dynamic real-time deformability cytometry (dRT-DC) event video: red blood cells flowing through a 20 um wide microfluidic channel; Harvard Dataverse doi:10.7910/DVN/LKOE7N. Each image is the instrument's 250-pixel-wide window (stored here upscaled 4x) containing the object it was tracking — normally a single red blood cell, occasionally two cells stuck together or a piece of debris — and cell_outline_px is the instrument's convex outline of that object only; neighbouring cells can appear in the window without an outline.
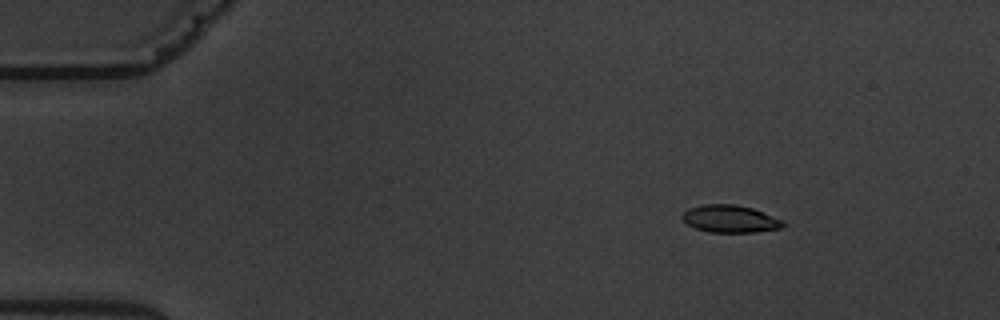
{"species": "common noctule bat (a hibernating species)", "species_latin": "Nyctalus noctula", "temperature_condition": "warm", "stored_images_in_passage": 6, "camera_frame_rate_fps": 3000, "um_per_image_px": 0.085, "animal": {"sex": "male", "body_mass_g": 19.5, "forearm_length_mm": 54.6}, "frame": {"image": 1, "passage_image": 2, "time_ms": 1.333, "image_size_px": [1000, 320], "cell_outline_px": [[784, 224], [780, 228], [752, 232], [708, 232], [696, 228], [688, 224], [680, 216], [688, 208], [704, 204], [736, 204], [752, 208], [784, 220]], "centroid_in_image_um": [62.04, 18.59], "position_along_channel_um": 23.0, "area_um2": 16.01}}
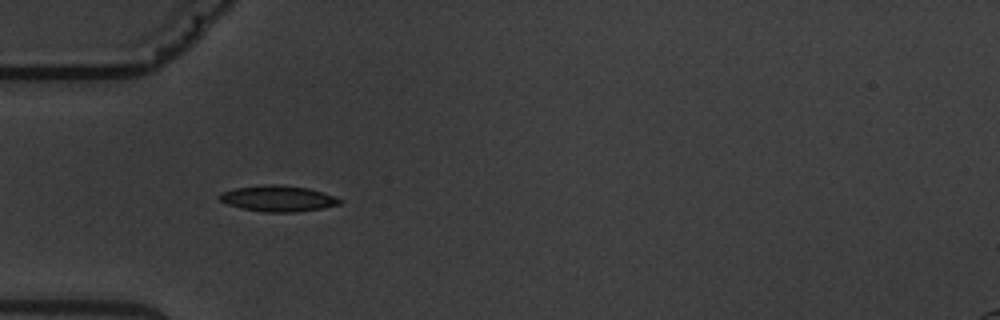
{"frame": {"image": 2, "passage_image": 5, "time_ms": 4.667, "image_size_px": [1000, 320], "cell_outline_px": [[344, 200], [340, 204], [320, 208], [296, 212], [264, 212], [240, 208], [228, 204], [220, 200], [220, 192], [236, 188], [264, 184], [280, 184], [308, 188]], "centroid_in_image_um": [23.61, 16.87], "position_along_channel_um": 61.4, "area_um2": 18.03}}
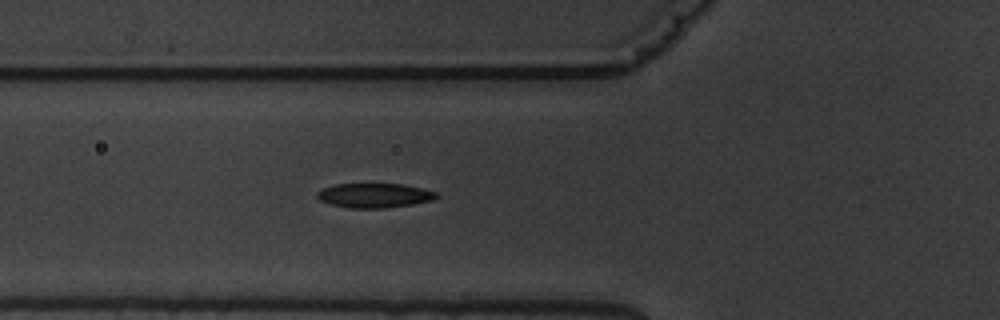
{"frame": {"image": 3, "passage_image": 6, "time_ms": 5.667, "image_size_px": [1000, 320], "cell_outline_px": [[440, 196], [432, 200], [412, 204], [384, 208], [348, 208], [332, 204], [320, 200], [316, 196], [316, 192], [324, 188], [336, 184], [404, 184], [424, 188], [436, 192]], "centroid_in_image_um": [31.85, 16.61], "position_along_channel_um": 93.9, "area_um2": 16.99}}